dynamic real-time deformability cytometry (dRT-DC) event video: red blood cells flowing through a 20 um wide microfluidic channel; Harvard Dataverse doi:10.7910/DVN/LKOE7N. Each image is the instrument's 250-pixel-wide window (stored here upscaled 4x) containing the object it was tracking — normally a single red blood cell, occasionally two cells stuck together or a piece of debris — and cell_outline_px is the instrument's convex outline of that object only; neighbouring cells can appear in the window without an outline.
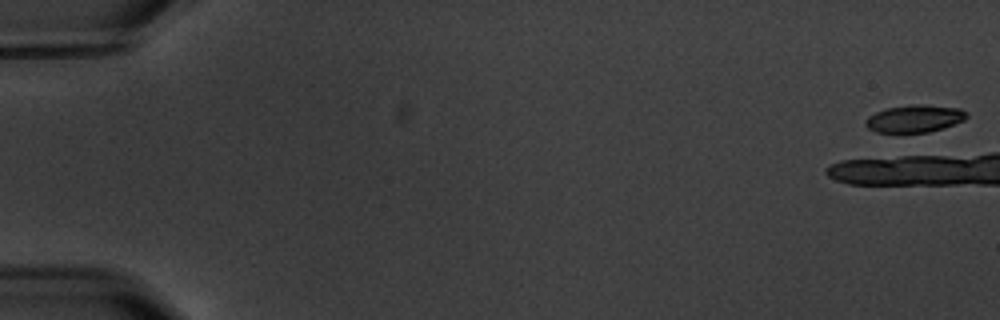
{"species": "common noctule bat (a hibernating species)", "species_latin": "Nyctalus noctula", "temperature_condition": "warm", "stored_images_in_passage": 1, "camera_frame_rate_fps": 3000, "um_per_image_px": 0.085, "animal": {"sex": "male", "body_mass_g": 20.1, "forearm_length_mm": 53.5}, "frame": {"image": 1, "passage_image": 1, "time_ms": 0.0, "image_size_px": [1000, 320], "cell_outline_px": [[968, 116], [964, 120], [928, 132], [876, 132], [868, 128], [864, 124], [864, 120], [868, 116], [884, 108], [912, 104], [924, 104], [960, 108], [968, 112]], "centroid_in_image_um": [77.71, 10.06], "position_along_channel_um": 7.3, "area_um2": 16.18}}